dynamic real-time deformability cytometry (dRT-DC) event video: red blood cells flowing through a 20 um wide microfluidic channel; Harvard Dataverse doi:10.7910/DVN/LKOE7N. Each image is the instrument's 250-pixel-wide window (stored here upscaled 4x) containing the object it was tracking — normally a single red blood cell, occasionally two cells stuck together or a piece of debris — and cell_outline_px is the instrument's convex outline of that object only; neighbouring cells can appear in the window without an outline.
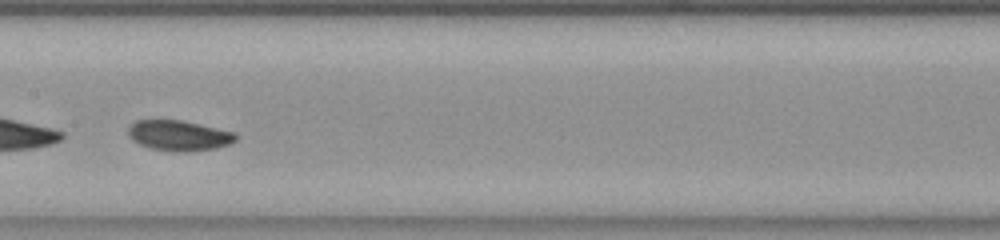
{"species": "common noctule bat (a hibernating species)", "species_latin": "Nyctalus noctula", "temperature_condition": "room temperature", "stored_images_in_passage": 32, "camera_frame_rate_fps": 3000, "um_per_image_px": 0.085, "animal": {"sex": "female", "body_mass_g": 23.0, "forearm_length_mm": 53.4}, "frame": {"image": 1, "passage_image": 14, "time_ms": 4.333, "image_size_px": [1000, 240], "cell_outline_px": [[236, 140], [228, 144], [216, 148], [184, 152], [152, 148], [140, 144], [132, 140], [128, 132], [128, 128], [136, 120], [180, 120], [236, 132]], "centroid_in_image_um": [15.22, 11.51], "position_along_channel_um": 192.2, "area_um2": 18.73}}